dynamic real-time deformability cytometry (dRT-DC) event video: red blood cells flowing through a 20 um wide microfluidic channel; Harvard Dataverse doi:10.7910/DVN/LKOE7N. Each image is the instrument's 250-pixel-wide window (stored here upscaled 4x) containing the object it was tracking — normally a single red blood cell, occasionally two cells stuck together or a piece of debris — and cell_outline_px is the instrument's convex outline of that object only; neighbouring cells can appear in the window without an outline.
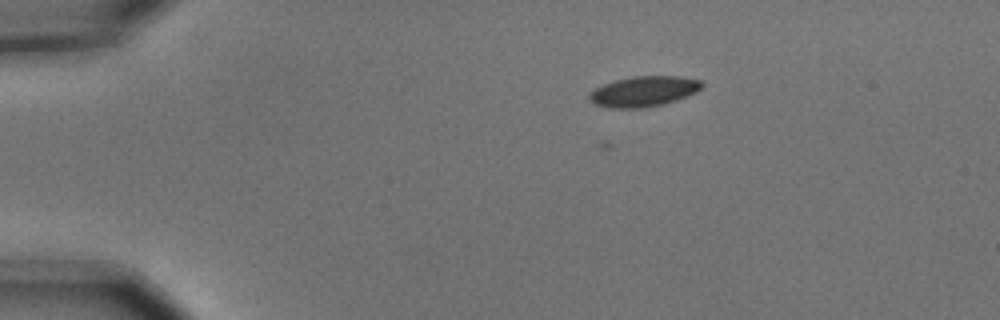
{"species": "common noctule bat (a hibernating species)", "species_latin": "Nyctalus noctula", "temperature_condition": "cold", "stored_images_in_passage": 6, "camera_frame_rate_fps": 3000, "um_per_image_px": 0.085, "animal": {"sex": "male", "body_mass_g": 15.6}, "frame": {"image": 1, "passage_image": 3, "time_ms": 0.667, "image_size_px": [1000, 320], "cell_outline_px": [[704, 84], [696, 92], [676, 100], [644, 108], [608, 108], [592, 104], [588, 100], [588, 96], [596, 88], [604, 84], [616, 80], [632, 76], [680, 76], [700, 80]], "centroid_in_image_um": [54.69, 7.77], "position_along_channel_um": 30.3, "area_um2": 19.88}}
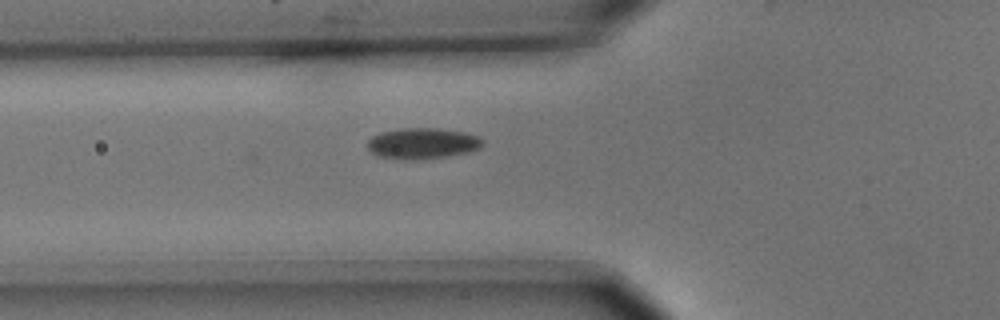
{"frame": {"image": 2, "passage_image": 6, "time_ms": 1.667, "image_size_px": [1000, 320], "cell_outline_px": [[484, 144], [480, 148], [468, 152], [448, 156], [416, 160], [408, 160], [376, 156], [368, 148], [368, 140], [372, 136], [380, 132], [404, 128], [436, 128], [464, 132], [480, 136], [484, 140]], "centroid_in_image_um": [35.93, 12.19], "position_along_channel_um": 89.9, "area_um2": 20.92}}